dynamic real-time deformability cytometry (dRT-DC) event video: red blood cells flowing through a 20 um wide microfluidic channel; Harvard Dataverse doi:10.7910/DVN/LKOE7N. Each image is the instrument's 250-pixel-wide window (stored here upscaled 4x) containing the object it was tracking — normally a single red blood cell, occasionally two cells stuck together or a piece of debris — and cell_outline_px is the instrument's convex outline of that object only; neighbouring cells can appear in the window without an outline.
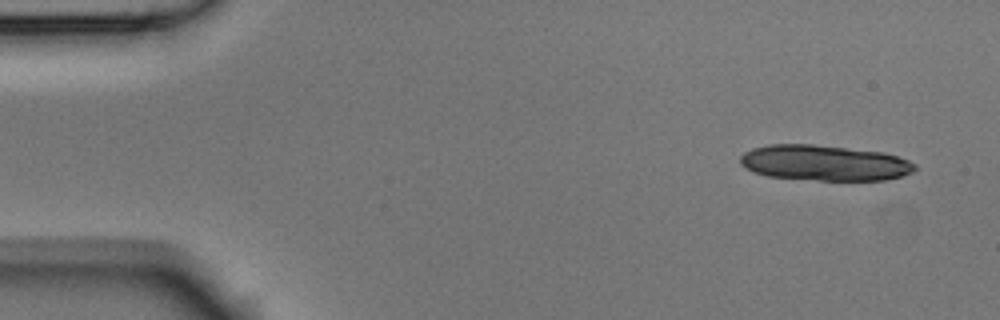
{"species": "Egyptian fruit bat (a non-hibernating species)", "species_latin": "Rousettus aegyptiacus", "temperature_condition": "room temperature", "stored_images_in_passage": 4, "camera_frame_rate_fps": 3000, "um_per_image_px": 0.085, "animal": {"sex": "male"}, "frame": {"image": 1, "passage_image": 1, "time_ms": 0.0, "image_size_px": [1000, 320], "cell_outline_px": [[916, 168], [912, 172], [900, 176], [884, 180], [816, 180], [768, 176], [752, 172], [740, 164], [740, 156], [744, 152], [752, 148], [768, 144], [812, 144], [884, 152], [908, 160], [916, 164]], "centroid_in_image_um": [70.04, 13.84], "position_along_channel_um": 15.0, "area_um2": 36.24}}